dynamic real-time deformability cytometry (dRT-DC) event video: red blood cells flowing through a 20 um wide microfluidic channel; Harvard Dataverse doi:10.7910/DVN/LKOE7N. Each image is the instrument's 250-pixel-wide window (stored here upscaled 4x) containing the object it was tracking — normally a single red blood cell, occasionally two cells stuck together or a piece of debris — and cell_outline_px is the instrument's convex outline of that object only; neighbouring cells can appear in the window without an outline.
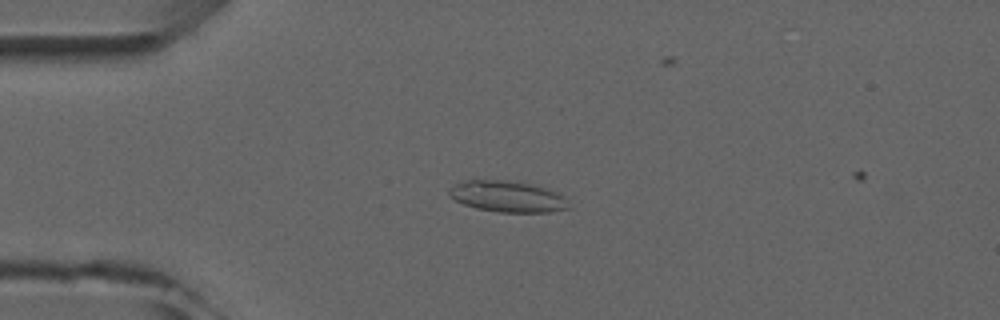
{"species": "common noctule bat (a hibernating species)", "species_latin": "Nyctalus noctula", "temperature_condition": "room temperature", "stored_images_in_passage": 5, "camera_frame_rate_fps": 3000, "um_per_image_px": 0.085, "animal": {"sex": "male", "forearm_length_mm": 52.5}, "frame": {"image": 1, "passage_image": 4, "time_ms": 3.667, "image_size_px": [1000, 320], "cell_outline_px": [[568, 208], [548, 212], [500, 212], [476, 208], [464, 204], [448, 196], [448, 188], [472, 176], [508, 180], [532, 184], [560, 192], [564, 196]], "centroid_in_image_um": [43.05, 16.65], "position_along_channel_um": 42.0, "area_um2": 22.37}}